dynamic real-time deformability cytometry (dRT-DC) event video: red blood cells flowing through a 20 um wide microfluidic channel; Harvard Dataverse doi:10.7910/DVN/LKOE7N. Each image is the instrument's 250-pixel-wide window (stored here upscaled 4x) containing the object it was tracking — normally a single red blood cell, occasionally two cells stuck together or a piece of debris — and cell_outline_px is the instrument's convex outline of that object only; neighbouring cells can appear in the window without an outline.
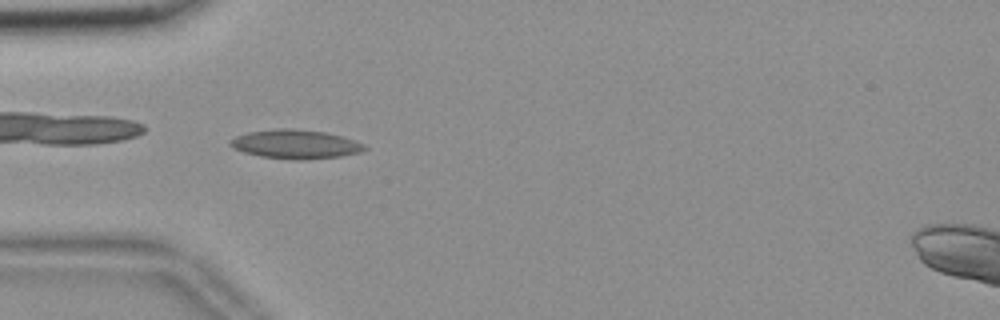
{"species": "common noctule bat (a hibernating species)", "species_latin": "Nyctalus noctula", "temperature_condition": "room temperature", "stored_images_in_passage": 54, "camera_frame_rate_fps": 3000, "um_per_image_px": 0.085, "animal": {"sex": "female", "body_mass_g": 18.4}, "frame": {"image": 1, "passage_image": 16, "time_ms": 5.0, "image_size_px": [1000, 320], "cell_outline_px": [[368, 148], [360, 152], [340, 156], [300, 160], [292, 160], [260, 156], [244, 152], [228, 144], [236, 136], [248, 132], [280, 128], [292, 128], [324, 132], [340, 136], [364, 144]], "centroid_in_image_um": [25.11, 12.26], "position_along_channel_um": 59.9, "area_um2": 22.37}}
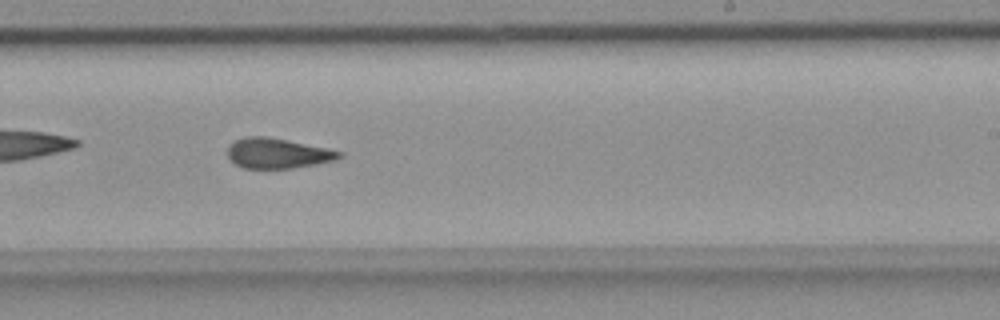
{"frame": {"image": 2, "passage_image": 33, "time_ms": 10.667, "image_size_px": [1000, 320], "cell_outline_px": [[344, 156], [336, 160], [292, 168], [244, 168], [236, 164], [228, 156], [228, 144], [244, 136], [264, 136], [344, 152]], "centroid_in_image_um": [23.58, 13.03], "position_along_channel_um": 265.4, "area_um2": 19.31}}
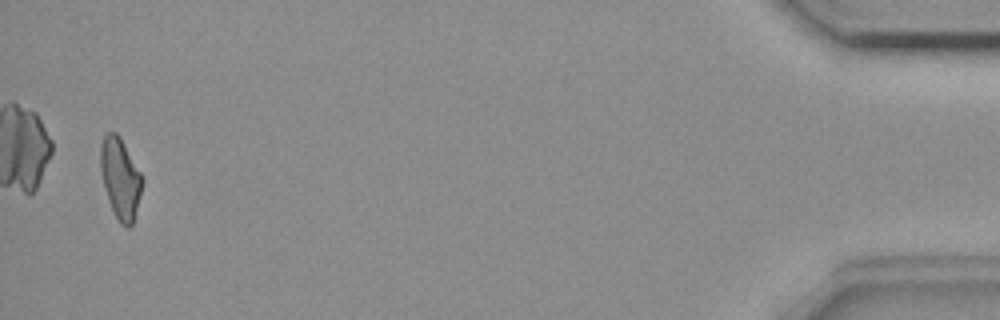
{"frame": {"image": 3, "passage_image": 53, "time_ms": 17.333, "image_size_px": [1000, 320], "cell_outline_px": [[144, 180], [132, 224], [128, 228], [120, 224], [108, 200], [104, 188], [100, 172], [100, 144], [104, 136], [108, 132], [116, 132], [120, 136], [140, 172]], "centroid_in_image_um": [10.21, 15.13], "position_along_channel_um": 425.0, "area_um2": 19.54}, "authors_computed_cell_mechanics": {"area_um2": 20.1144, "velocity_mm_per_s": 3.6906, "shape_relaxation_time_tau1_ms": null, "shape_relaxation_time_tau2_ms": 3.0304, "deformation_change_tau1": null, "deformation_change_tau2": 0.0915}}